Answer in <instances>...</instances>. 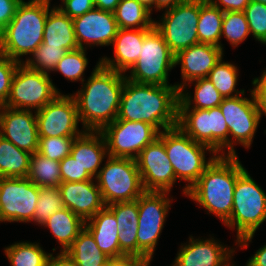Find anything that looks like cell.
<instances>
[{
  "mask_svg": "<svg viewBox=\"0 0 266 266\" xmlns=\"http://www.w3.org/2000/svg\"><path fill=\"white\" fill-rule=\"evenodd\" d=\"M178 101L176 86L137 83L126 78L117 119L146 122L161 132V128L178 125Z\"/></svg>",
  "mask_w": 266,
  "mask_h": 266,
  "instance_id": "cell-1",
  "label": "cell"
},
{
  "mask_svg": "<svg viewBox=\"0 0 266 266\" xmlns=\"http://www.w3.org/2000/svg\"><path fill=\"white\" fill-rule=\"evenodd\" d=\"M126 77L104 67L99 60L87 83L72 95L85 130L100 131L117 119Z\"/></svg>",
  "mask_w": 266,
  "mask_h": 266,
  "instance_id": "cell-2",
  "label": "cell"
},
{
  "mask_svg": "<svg viewBox=\"0 0 266 266\" xmlns=\"http://www.w3.org/2000/svg\"><path fill=\"white\" fill-rule=\"evenodd\" d=\"M245 170L237 155H218L188 190L187 196L225 224L232 213L235 183Z\"/></svg>",
  "mask_w": 266,
  "mask_h": 266,
  "instance_id": "cell-3",
  "label": "cell"
},
{
  "mask_svg": "<svg viewBox=\"0 0 266 266\" xmlns=\"http://www.w3.org/2000/svg\"><path fill=\"white\" fill-rule=\"evenodd\" d=\"M49 7L40 1L22 0L0 34V53L21 63L20 56L32 54L43 42Z\"/></svg>",
  "mask_w": 266,
  "mask_h": 266,
  "instance_id": "cell-4",
  "label": "cell"
},
{
  "mask_svg": "<svg viewBox=\"0 0 266 266\" xmlns=\"http://www.w3.org/2000/svg\"><path fill=\"white\" fill-rule=\"evenodd\" d=\"M265 220L266 193L245 170L235 183L232 213L225 225L236 226L237 244L245 248Z\"/></svg>",
  "mask_w": 266,
  "mask_h": 266,
  "instance_id": "cell-5",
  "label": "cell"
},
{
  "mask_svg": "<svg viewBox=\"0 0 266 266\" xmlns=\"http://www.w3.org/2000/svg\"><path fill=\"white\" fill-rule=\"evenodd\" d=\"M158 138L164 143L176 180L189 183L183 190L187 195L217 154L209 146L195 142L178 126L159 132ZM205 150L214 154L208 161L205 160Z\"/></svg>",
  "mask_w": 266,
  "mask_h": 266,
  "instance_id": "cell-6",
  "label": "cell"
},
{
  "mask_svg": "<svg viewBox=\"0 0 266 266\" xmlns=\"http://www.w3.org/2000/svg\"><path fill=\"white\" fill-rule=\"evenodd\" d=\"M191 109V110H190ZM191 139L209 146L216 154L227 147V155L235 156L225 118L218 107L210 109L178 108V125Z\"/></svg>",
  "mask_w": 266,
  "mask_h": 266,
  "instance_id": "cell-7",
  "label": "cell"
},
{
  "mask_svg": "<svg viewBox=\"0 0 266 266\" xmlns=\"http://www.w3.org/2000/svg\"><path fill=\"white\" fill-rule=\"evenodd\" d=\"M106 206L137 200L144 192L136 159L108 156L96 177Z\"/></svg>",
  "mask_w": 266,
  "mask_h": 266,
  "instance_id": "cell-8",
  "label": "cell"
},
{
  "mask_svg": "<svg viewBox=\"0 0 266 266\" xmlns=\"http://www.w3.org/2000/svg\"><path fill=\"white\" fill-rule=\"evenodd\" d=\"M174 60L175 55L162 34L153 27L144 35L139 58L126 78L137 83L176 86L168 82V73L175 67Z\"/></svg>",
  "mask_w": 266,
  "mask_h": 266,
  "instance_id": "cell-9",
  "label": "cell"
},
{
  "mask_svg": "<svg viewBox=\"0 0 266 266\" xmlns=\"http://www.w3.org/2000/svg\"><path fill=\"white\" fill-rule=\"evenodd\" d=\"M59 93L49 74L32 70L20 63L13 75L10 93L4 106L37 111Z\"/></svg>",
  "mask_w": 266,
  "mask_h": 266,
  "instance_id": "cell-10",
  "label": "cell"
},
{
  "mask_svg": "<svg viewBox=\"0 0 266 266\" xmlns=\"http://www.w3.org/2000/svg\"><path fill=\"white\" fill-rule=\"evenodd\" d=\"M168 192L145 191L138 198L137 256L152 259L171 200Z\"/></svg>",
  "mask_w": 266,
  "mask_h": 266,
  "instance_id": "cell-11",
  "label": "cell"
},
{
  "mask_svg": "<svg viewBox=\"0 0 266 266\" xmlns=\"http://www.w3.org/2000/svg\"><path fill=\"white\" fill-rule=\"evenodd\" d=\"M198 20L199 0H186L166 10L161 22H154V27L162 34L171 52L176 55L199 43Z\"/></svg>",
  "mask_w": 266,
  "mask_h": 266,
  "instance_id": "cell-12",
  "label": "cell"
},
{
  "mask_svg": "<svg viewBox=\"0 0 266 266\" xmlns=\"http://www.w3.org/2000/svg\"><path fill=\"white\" fill-rule=\"evenodd\" d=\"M100 132L106 142L107 156L132 159H136L159 135V131L149 123L118 119Z\"/></svg>",
  "mask_w": 266,
  "mask_h": 266,
  "instance_id": "cell-13",
  "label": "cell"
},
{
  "mask_svg": "<svg viewBox=\"0 0 266 266\" xmlns=\"http://www.w3.org/2000/svg\"><path fill=\"white\" fill-rule=\"evenodd\" d=\"M39 189L27 177L0 178V220L33 221Z\"/></svg>",
  "mask_w": 266,
  "mask_h": 266,
  "instance_id": "cell-14",
  "label": "cell"
},
{
  "mask_svg": "<svg viewBox=\"0 0 266 266\" xmlns=\"http://www.w3.org/2000/svg\"><path fill=\"white\" fill-rule=\"evenodd\" d=\"M39 138L78 137L77 104L72 95L59 93L51 102L35 111Z\"/></svg>",
  "mask_w": 266,
  "mask_h": 266,
  "instance_id": "cell-15",
  "label": "cell"
},
{
  "mask_svg": "<svg viewBox=\"0 0 266 266\" xmlns=\"http://www.w3.org/2000/svg\"><path fill=\"white\" fill-rule=\"evenodd\" d=\"M145 191L170 192L176 181L164 143L157 137L136 158Z\"/></svg>",
  "mask_w": 266,
  "mask_h": 266,
  "instance_id": "cell-16",
  "label": "cell"
},
{
  "mask_svg": "<svg viewBox=\"0 0 266 266\" xmlns=\"http://www.w3.org/2000/svg\"><path fill=\"white\" fill-rule=\"evenodd\" d=\"M236 97L224 98L219 108L228 125L229 135L233 141L249 148L252 144L255 131L259 125L260 116L256 108L255 100ZM236 140V141H235Z\"/></svg>",
  "mask_w": 266,
  "mask_h": 266,
  "instance_id": "cell-17",
  "label": "cell"
},
{
  "mask_svg": "<svg viewBox=\"0 0 266 266\" xmlns=\"http://www.w3.org/2000/svg\"><path fill=\"white\" fill-rule=\"evenodd\" d=\"M0 135L17 148L36 153L39 145L36 113L33 115L31 110L1 106Z\"/></svg>",
  "mask_w": 266,
  "mask_h": 266,
  "instance_id": "cell-18",
  "label": "cell"
},
{
  "mask_svg": "<svg viewBox=\"0 0 266 266\" xmlns=\"http://www.w3.org/2000/svg\"><path fill=\"white\" fill-rule=\"evenodd\" d=\"M73 25L77 44L82 49L84 44L112 45L119 29L114 13L95 7L73 18Z\"/></svg>",
  "mask_w": 266,
  "mask_h": 266,
  "instance_id": "cell-19",
  "label": "cell"
},
{
  "mask_svg": "<svg viewBox=\"0 0 266 266\" xmlns=\"http://www.w3.org/2000/svg\"><path fill=\"white\" fill-rule=\"evenodd\" d=\"M223 57L220 47L198 43L190 46L175 55V66L181 63V74L183 83L177 84L179 91H184L188 83L194 80L208 77L210 71Z\"/></svg>",
  "mask_w": 266,
  "mask_h": 266,
  "instance_id": "cell-20",
  "label": "cell"
},
{
  "mask_svg": "<svg viewBox=\"0 0 266 266\" xmlns=\"http://www.w3.org/2000/svg\"><path fill=\"white\" fill-rule=\"evenodd\" d=\"M94 180L62 182L59 185L63 206L78 215L84 221L92 218L106 205L101 191Z\"/></svg>",
  "mask_w": 266,
  "mask_h": 266,
  "instance_id": "cell-21",
  "label": "cell"
},
{
  "mask_svg": "<svg viewBox=\"0 0 266 266\" xmlns=\"http://www.w3.org/2000/svg\"><path fill=\"white\" fill-rule=\"evenodd\" d=\"M189 241L181 246L172 266H233L229 260L235 250H229L214 238L199 240L191 236Z\"/></svg>",
  "mask_w": 266,
  "mask_h": 266,
  "instance_id": "cell-22",
  "label": "cell"
},
{
  "mask_svg": "<svg viewBox=\"0 0 266 266\" xmlns=\"http://www.w3.org/2000/svg\"><path fill=\"white\" fill-rule=\"evenodd\" d=\"M150 29H118L114 38L115 58H101V64L117 72L124 73L137 62L142 49L144 35Z\"/></svg>",
  "mask_w": 266,
  "mask_h": 266,
  "instance_id": "cell-23",
  "label": "cell"
},
{
  "mask_svg": "<svg viewBox=\"0 0 266 266\" xmlns=\"http://www.w3.org/2000/svg\"><path fill=\"white\" fill-rule=\"evenodd\" d=\"M87 221H85V228L91 233L97 246L105 255L110 259L126 256L120 250L118 222L113 212L107 206Z\"/></svg>",
  "mask_w": 266,
  "mask_h": 266,
  "instance_id": "cell-24",
  "label": "cell"
},
{
  "mask_svg": "<svg viewBox=\"0 0 266 266\" xmlns=\"http://www.w3.org/2000/svg\"><path fill=\"white\" fill-rule=\"evenodd\" d=\"M106 153L107 146L102 133L85 130L75 138L70 155L94 179Z\"/></svg>",
  "mask_w": 266,
  "mask_h": 266,
  "instance_id": "cell-25",
  "label": "cell"
},
{
  "mask_svg": "<svg viewBox=\"0 0 266 266\" xmlns=\"http://www.w3.org/2000/svg\"><path fill=\"white\" fill-rule=\"evenodd\" d=\"M118 222L120 250L126 256H137L138 199L116 202L107 206Z\"/></svg>",
  "mask_w": 266,
  "mask_h": 266,
  "instance_id": "cell-26",
  "label": "cell"
},
{
  "mask_svg": "<svg viewBox=\"0 0 266 266\" xmlns=\"http://www.w3.org/2000/svg\"><path fill=\"white\" fill-rule=\"evenodd\" d=\"M43 43L47 46L65 48L67 51L79 49L75 38L73 19L58 7L48 12L44 27Z\"/></svg>",
  "mask_w": 266,
  "mask_h": 266,
  "instance_id": "cell-27",
  "label": "cell"
},
{
  "mask_svg": "<svg viewBox=\"0 0 266 266\" xmlns=\"http://www.w3.org/2000/svg\"><path fill=\"white\" fill-rule=\"evenodd\" d=\"M48 227L60 242L61 252H66L79 233L85 228V221L66 207L56 211L42 224Z\"/></svg>",
  "mask_w": 266,
  "mask_h": 266,
  "instance_id": "cell-28",
  "label": "cell"
},
{
  "mask_svg": "<svg viewBox=\"0 0 266 266\" xmlns=\"http://www.w3.org/2000/svg\"><path fill=\"white\" fill-rule=\"evenodd\" d=\"M224 12L214 6L209 0H199V20L197 24L199 43L220 47L222 21Z\"/></svg>",
  "mask_w": 266,
  "mask_h": 266,
  "instance_id": "cell-29",
  "label": "cell"
},
{
  "mask_svg": "<svg viewBox=\"0 0 266 266\" xmlns=\"http://www.w3.org/2000/svg\"><path fill=\"white\" fill-rule=\"evenodd\" d=\"M31 155L0 135V178L27 177Z\"/></svg>",
  "mask_w": 266,
  "mask_h": 266,
  "instance_id": "cell-30",
  "label": "cell"
},
{
  "mask_svg": "<svg viewBox=\"0 0 266 266\" xmlns=\"http://www.w3.org/2000/svg\"><path fill=\"white\" fill-rule=\"evenodd\" d=\"M77 266H108L110 258L97 246L91 233L84 228L66 251Z\"/></svg>",
  "mask_w": 266,
  "mask_h": 266,
  "instance_id": "cell-31",
  "label": "cell"
},
{
  "mask_svg": "<svg viewBox=\"0 0 266 266\" xmlns=\"http://www.w3.org/2000/svg\"><path fill=\"white\" fill-rule=\"evenodd\" d=\"M119 29H151V11L137 0H120L114 12Z\"/></svg>",
  "mask_w": 266,
  "mask_h": 266,
  "instance_id": "cell-32",
  "label": "cell"
},
{
  "mask_svg": "<svg viewBox=\"0 0 266 266\" xmlns=\"http://www.w3.org/2000/svg\"><path fill=\"white\" fill-rule=\"evenodd\" d=\"M195 90L194 99H191L189 93L179 91L178 108H195V109H210L218 107L224 97L214 87L213 83L207 78L194 80ZM192 101L195 105L191 106Z\"/></svg>",
  "mask_w": 266,
  "mask_h": 266,
  "instance_id": "cell-33",
  "label": "cell"
},
{
  "mask_svg": "<svg viewBox=\"0 0 266 266\" xmlns=\"http://www.w3.org/2000/svg\"><path fill=\"white\" fill-rule=\"evenodd\" d=\"M27 178L39 187H59V185L62 183L60 162L51 160L36 152L30 157Z\"/></svg>",
  "mask_w": 266,
  "mask_h": 266,
  "instance_id": "cell-34",
  "label": "cell"
},
{
  "mask_svg": "<svg viewBox=\"0 0 266 266\" xmlns=\"http://www.w3.org/2000/svg\"><path fill=\"white\" fill-rule=\"evenodd\" d=\"M11 266H47L51 254H47L39 244L20 242L5 248Z\"/></svg>",
  "mask_w": 266,
  "mask_h": 266,
  "instance_id": "cell-35",
  "label": "cell"
},
{
  "mask_svg": "<svg viewBox=\"0 0 266 266\" xmlns=\"http://www.w3.org/2000/svg\"><path fill=\"white\" fill-rule=\"evenodd\" d=\"M222 59L210 71L207 78L224 98L244 95V90L235 89L238 80L237 67L229 62H222Z\"/></svg>",
  "mask_w": 266,
  "mask_h": 266,
  "instance_id": "cell-36",
  "label": "cell"
},
{
  "mask_svg": "<svg viewBox=\"0 0 266 266\" xmlns=\"http://www.w3.org/2000/svg\"><path fill=\"white\" fill-rule=\"evenodd\" d=\"M63 207L61 192L58 187H40L33 221L42 225L49 219V217Z\"/></svg>",
  "mask_w": 266,
  "mask_h": 266,
  "instance_id": "cell-37",
  "label": "cell"
},
{
  "mask_svg": "<svg viewBox=\"0 0 266 266\" xmlns=\"http://www.w3.org/2000/svg\"><path fill=\"white\" fill-rule=\"evenodd\" d=\"M68 51L65 48L47 46L43 42L31 54L33 59L22 62L27 68L47 73L53 71Z\"/></svg>",
  "mask_w": 266,
  "mask_h": 266,
  "instance_id": "cell-38",
  "label": "cell"
},
{
  "mask_svg": "<svg viewBox=\"0 0 266 266\" xmlns=\"http://www.w3.org/2000/svg\"><path fill=\"white\" fill-rule=\"evenodd\" d=\"M249 34L250 31L244 11L224 12L221 35H223L233 47L243 42Z\"/></svg>",
  "mask_w": 266,
  "mask_h": 266,
  "instance_id": "cell-39",
  "label": "cell"
},
{
  "mask_svg": "<svg viewBox=\"0 0 266 266\" xmlns=\"http://www.w3.org/2000/svg\"><path fill=\"white\" fill-rule=\"evenodd\" d=\"M85 48H79L73 51H68L64 57L58 62L53 71L61 72L66 79L71 81L84 82L81 78L88 64Z\"/></svg>",
  "mask_w": 266,
  "mask_h": 266,
  "instance_id": "cell-40",
  "label": "cell"
},
{
  "mask_svg": "<svg viewBox=\"0 0 266 266\" xmlns=\"http://www.w3.org/2000/svg\"><path fill=\"white\" fill-rule=\"evenodd\" d=\"M76 137H44L39 138L38 151L42 156L60 162L70 155Z\"/></svg>",
  "mask_w": 266,
  "mask_h": 266,
  "instance_id": "cell-41",
  "label": "cell"
},
{
  "mask_svg": "<svg viewBox=\"0 0 266 266\" xmlns=\"http://www.w3.org/2000/svg\"><path fill=\"white\" fill-rule=\"evenodd\" d=\"M244 13L250 33L256 40L266 45V5L250 1Z\"/></svg>",
  "mask_w": 266,
  "mask_h": 266,
  "instance_id": "cell-42",
  "label": "cell"
},
{
  "mask_svg": "<svg viewBox=\"0 0 266 266\" xmlns=\"http://www.w3.org/2000/svg\"><path fill=\"white\" fill-rule=\"evenodd\" d=\"M20 63L0 53V107L8 99L13 75Z\"/></svg>",
  "mask_w": 266,
  "mask_h": 266,
  "instance_id": "cell-43",
  "label": "cell"
},
{
  "mask_svg": "<svg viewBox=\"0 0 266 266\" xmlns=\"http://www.w3.org/2000/svg\"><path fill=\"white\" fill-rule=\"evenodd\" d=\"M60 174L62 182H79L93 179L71 155L60 161Z\"/></svg>",
  "mask_w": 266,
  "mask_h": 266,
  "instance_id": "cell-44",
  "label": "cell"
},
{
  "mask_svg": "<svg viewBox=\"0 0 266 266\" xmlns=\"http://www.w3.org/2000/svg\"><path fill=\"white\" fill-rule=\"evenodd\" d=\"M64 6L58 7L70 18L83 15L95 7L94 0H63Z\"/></svg>",
  "mask_w": 266,
  "mask_h": 266,
  "instance_id": "cell-45",
  "label": "cell"
},
{
  "mask_svg": "<svg viewBox=\"0 0 266 266\" xmlns=\"http://www.w3.org/2000/svg\"><path fill=\"white\" fill-rule=\"evenodd\" d=\"M252 84L254 85V89L250 92H252L257 111L261 118L262 114L266 115V70H264L260 78H255Z\"/></svg>",
  "mask_w": 266,
  "mask_h": 266,
  "instance_id": "cell-46",
  "label": "cell"
},
{
  "mask_svg": "<svg viewBox=\"0 0 266 266\" xmlns=\"http://www.w3.org/2000/svg\"><path fill=\"white\" fill-rule=\"evenodd\" d=\"M22 0H0V34L15 15L17 6Z\"/></svg>",
  "mask_w": 266,
  "mask_h": 266,
  "instance_id": "cell-47",
  "label": "cell"
},
{
  "mask_svg": "<svg viewBox=\"0 0 266 266\" xmlns=\"http://www.w3.org/2000/svg\"><path fill=\"white\" fill-rule=\"evenodd\" d=\"M209 1L223 12L244 11L247 5L250 3V0H209Z\"/></svg>",
  "mask_w": 266,
  "mask_h": 266,
  "instance_id": "cell-48",
  "label": "cell"
},
{
  "mask_svg": "<svg viewBox=\"0 0 266 266\" xmlns=\"http://www.w3.org/2000/svg\"><path fill=\"white\" fill-rule=\"evenodd\" d=\"M47 266H77V264L67 252H60L56 257L50 255Z\"/></svg>",
  "mask_w": 266,
  "mask_h": 266,
  "instance_id": "cell-49",
  "label": "cell"
},
{
  "mask_svg": "<svg viewBox=\"0 0 266 266\" xmlns=\"http://www.w3.org/2000/svg\"><path fill=\"white\" fill-rule=\"evenodd\" d=\"M150 259H143L138 256H125L115 259V266H146L150 264Z\"/></svg>",
  "mask_w": 266,
  "mask_h": 266,
  "instance_id": "cell-50",
  "label": "cell"
},
{
  "mask_svg": "<svg viewBox=\"0 0 266 266\" xmlns=\"http://www.w3.org/2000/svg\"><path fill=\"white\" fill-rule=\"evenodd\" d=\"M246 266H266V245L255 252L247 261Z\"/></svg>",
  "mask_w": 266,
  "mask_h": 266,
  "instance_id": "cell-51",
  "label": "cell"
},
{
  "mask_svg": "<svg viewBox=\"0 0 266 266\" xmlns=\"http://www.w3.org/2000/svg\"><path fill=\"white\" fill-rule=\"evenodd\" d=\"M120 0H94L95 8L114 13Z\"/></svg>",
  "mask_w": 266,
  "mask_h": 266,
  "instance_id": "cell-52",
  "label": "cell"
},
{
  "mask_svg": "<svg viewBox=\"0 0 266 266\" xmlns=\"http://www.w3.org/2000/svg\"><path fill=\"white\" fill-rule=\"evenodd\" d=\"M186 0H155V8L168 10Z\"/></svg>",
  "mask_w": 266,
  "mask_h": 266,
  "instance_id": "cell-53",
  "label": "cell"
},
{
  "mask_svg": "<svg viewBox=\"0 0 266 266\" xmlns=\"http://www.w3.org/2000/svg\"><path fill=\"white\" fill-rule=\"evenodd\" d=\"M143 6H145L149 11H152L153 6H155V0H137Z\"/></svg>",
  "mask_w": 266,
  "mask_h": 266,
  "instance_id": "cell-54",
  "label": "cell"
},
{
  "mask_svg": "<svg viewBox=\"0 0 266 266\" xmlns=\"http://www.w3.org/2000/svg\"><path fill=\"white\" fill-rule=\"evenodd\" d=\"M108 266H115V259H110Z\"/></svg>",
  "mask_w": 266,
  "mask_h": 266,
  "instance_id": "cell-55",
  "label": "cell"
},
{
  "mask_svg": "<svg viewBox=\"0 0 266 266\" xmlns=\"http://www.w3.org/2000/svg\"><path fill=\"white\" fill-rule=\"evenodd\" d=\"M250 1H253V2H260V3L266 5V0H250Z\"/></svg>",
  "mask_w": 266,
  "mask_h": 266,
  "instance_id": "cell-56",
  "label": "cell"
},
{
  "mask_svg": "<svg viewBox=\"0 0 266 266\" xmlns=\"http://www.w3.org/2000/svg\"><path fill=\"white\" fill-rule=\"evenodd\" d=\"M36 1H40V2H43L45 4H49L50 5V0H36ZM63 1V0H62Z\"/></svg>",
  "mask_w": 266,
  "mask_h": 266,
  "instance_id": "cell-57",
  "label": "cell"
}]
</instances>
